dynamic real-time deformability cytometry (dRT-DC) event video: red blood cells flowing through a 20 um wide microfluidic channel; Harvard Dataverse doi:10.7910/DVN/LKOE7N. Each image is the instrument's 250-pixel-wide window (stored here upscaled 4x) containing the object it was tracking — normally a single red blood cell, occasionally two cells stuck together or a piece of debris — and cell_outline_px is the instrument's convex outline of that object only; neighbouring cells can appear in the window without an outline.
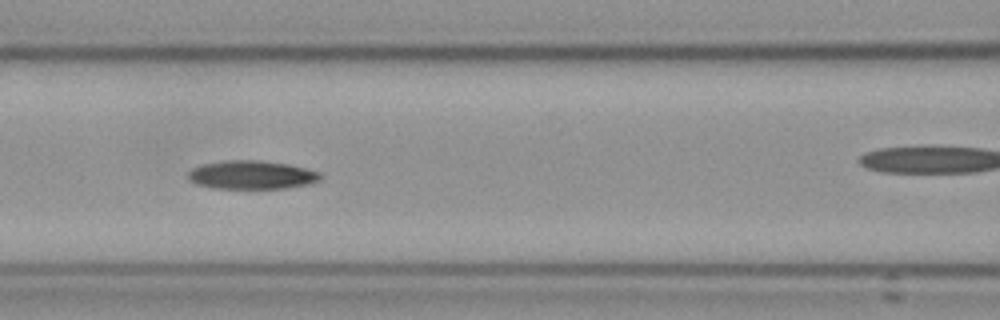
{"species": "Egyptian fruit bat (a non-hibernating species)", "species_latin": "Rousettus aegyptiacus", "temperature_condition": "cold", "stored_images_in_passage": 7, "camera_frame_rate_fps": 3000, "um_per_image_px": 0.085, "frame": {"image": 1, "passage_image": 4, "time_ms": 3.333, "image_size_px": [1000, 320], "cell_outline_px": [[324, 176], [320, 180], [308, 184], [284, 188], [212, 188], [196, 184], [188, 180], [188, 172], [192, 168], [204, 164], [224, 160], [260, 160], [288, 164], [320, 172]], "centroid_in_image_um": [21.39, 14.86], "position_along_channel_um": 145.2, "area_um2": 22.02}}